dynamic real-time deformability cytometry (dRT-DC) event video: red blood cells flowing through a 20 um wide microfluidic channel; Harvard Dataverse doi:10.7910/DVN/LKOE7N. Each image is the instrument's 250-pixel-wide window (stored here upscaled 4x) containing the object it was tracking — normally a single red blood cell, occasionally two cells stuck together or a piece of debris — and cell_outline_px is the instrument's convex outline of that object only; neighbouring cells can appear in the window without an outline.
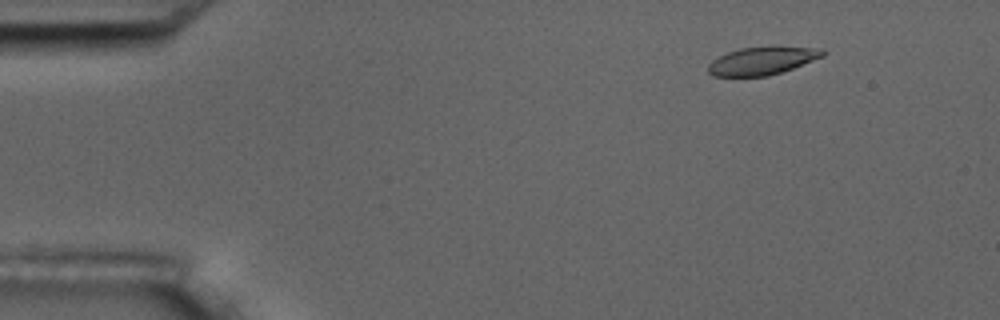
{"species": "common noctule bat (a hibernating species)", "species_latin": "Nyctalus noctula", "temperature_condition": "room temperature", "stored_images_in_passage": 3, "camera_frame_rate_fps": 3000, "um_per_image_px": 0.085, "animal": {"sex": "male", "body_mass_g": 17.5, "forearm_length_mm": 52.3}, "frame": {"image": 1, "passage_image": 1, "time_ms": 0.0, "image_size_px": [1000, 320], "cell_outline_px": [[828, 52], [824, 56], [792, 68], [768, 76], [712, 76], [708, 72], [708, 64], [712, 60], [728, 52], [740, 48], [772, 44], [824, 48]], "centroid_in_image_um": [64.85, 5.11], "position_along_channel_um": 20.1, "area_um2": 19.31}}